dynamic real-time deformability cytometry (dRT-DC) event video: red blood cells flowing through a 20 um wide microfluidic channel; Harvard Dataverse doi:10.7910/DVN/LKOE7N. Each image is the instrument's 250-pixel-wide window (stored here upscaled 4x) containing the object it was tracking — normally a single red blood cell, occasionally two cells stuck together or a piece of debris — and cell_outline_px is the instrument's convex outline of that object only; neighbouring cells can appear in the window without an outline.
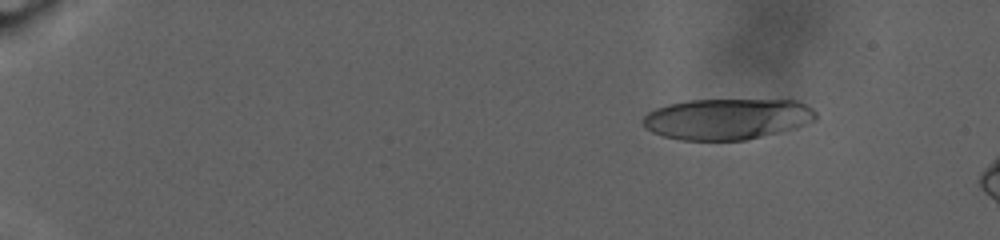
{"species": "human", "species_latin": "Homo sapiens", "temperature_condition": "warm", "stored_images_in_passage": 28, "camera_frame_rate_fps": 3000, "um_per_image_px": 0.085, "donor": {"sex": "male"}, "frame": {"image": 1, "passage_image": 14, "time_ms": 4.333, "image_size_px": [1000, 240], "cell_outline_px": [[816, 120], [796, 128], [780, 132], [744, 140], [680, 140], [664, 136], [652, 132], [644, 128], [644, 116], [648, 112], [656, 108], [668, 104], [688, 100], [796, 100], [812, 108], [816, 112]], "centroid_in_image_um": [61.82, 10.11], "position_along_channel_um": 23.2, "area_um2": 41.33}}